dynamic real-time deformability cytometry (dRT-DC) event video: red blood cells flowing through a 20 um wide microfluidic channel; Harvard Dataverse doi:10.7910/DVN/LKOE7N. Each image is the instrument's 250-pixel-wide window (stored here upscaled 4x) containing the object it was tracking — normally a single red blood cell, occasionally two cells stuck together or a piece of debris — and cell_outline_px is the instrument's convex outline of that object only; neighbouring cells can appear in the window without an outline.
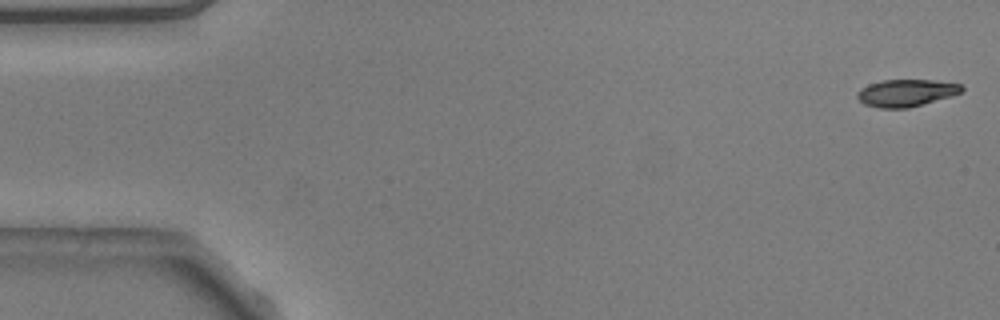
{"species": "common noctule bat (a hibernating species)", "species_latin": "Nyctalus noctula", "temperature_condition": "warm", "stored_images_in_passage": 53, "camera_frame_rate_fps": 3000, "um_per_image_px": 0.085, "animal": {"sex": "male", "body_mass_g": 20.5, "forearm_length_mm": 52.5}, "frame": {"image": 1, "passage_image": 1, "time_ms": 0.0, "image_size_px": [1000, 320], "cell_outline_px": [[964, 88], [960, 92], [952, 96], [908, 108], [880, 108], [864, 104], [856, 96], [856, 92], [860, 88], [868, 84], [884, 80], [936, 80], [960, 84]], "centroid_in_image_um": [77.0, 7.89], "position_along_channel_um": 8.0, "area_um2": 16.53}}
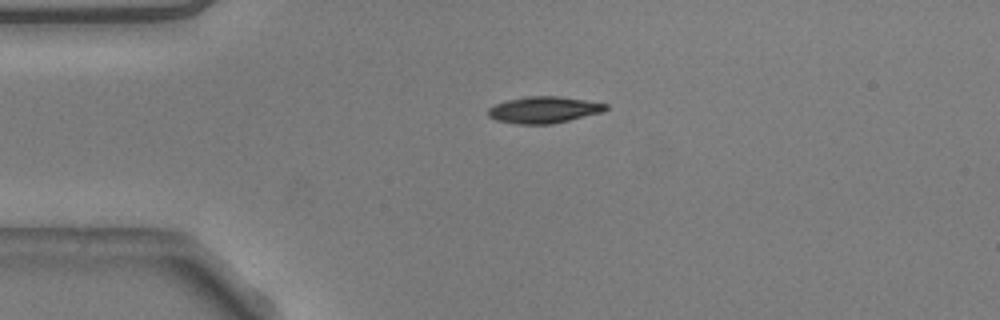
{"frame": {"image": 2, "passage_image": 12, "time_ms": 3.667, "image_size_px": [1000, 320], "cell_outline_px": [[608, 108], [604, 112], [552, 124], [516, 124], [496, 120], [488, 116], [488, 108], [496, 104], [508, 100], [528, 96], [560, 96], [608, 104]], "centroid_in_image_um": [46.24, 9.34], "position_along_channel_um": 38.8, "area_um2": 18.21}}
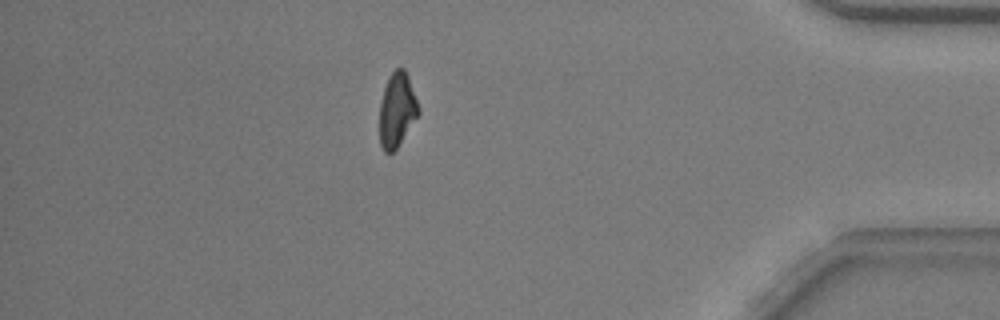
{"frame": {"image": 3, "passage_image": 46, "time_ms": 15.0, "image_size_px": [1000, 320], "cell_outline_px": [[420, 112], [396, 148], [392, 152], [384, 152], [380, 144], [380, 104], [384, 88], [388, 76], [396, 68], [404, 68], [408, 76], [420, 108]], "centroid_in_image_um": [33.74, 9.31], "position_along_channel_um": 401.5, "area_um2": 16.65}, "authors_computed_cell_mechanics": {"area_um2": 17.918, "velocity_mm_per_s": 3.8098, "shape_relaxation_time_tau1_ms": 2.8304, "shape_relaxation_time_tau2_ms": 2.9514, "deformation_change_tau1": 0.1475, "deformation_change_tau2": 0.0878}}